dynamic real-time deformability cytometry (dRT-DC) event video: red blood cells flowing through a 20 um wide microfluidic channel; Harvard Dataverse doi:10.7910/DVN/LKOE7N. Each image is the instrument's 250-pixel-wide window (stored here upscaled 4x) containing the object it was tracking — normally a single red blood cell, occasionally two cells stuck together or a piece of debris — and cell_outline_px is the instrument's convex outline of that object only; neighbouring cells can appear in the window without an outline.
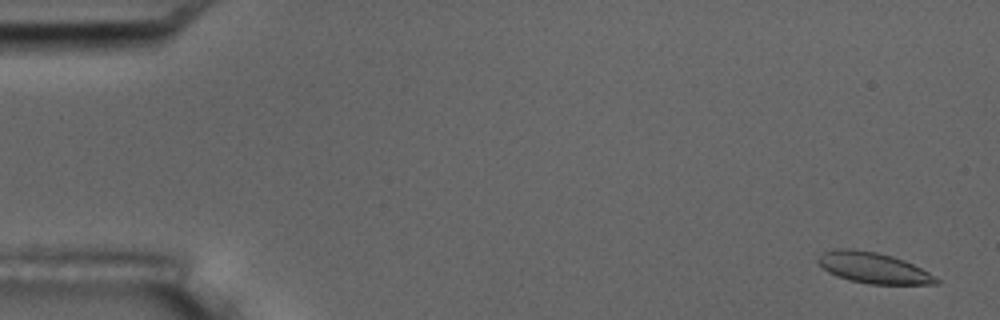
{"species": "common noctule bat (a hibernating species)", "species_latin": "Nyctalus noctula", "temperature_condition": "room temperature", "stored_images_in_passage": 5, "camera_frame_rate_fps": 3000, "um_per_image_px": 0.085, "animal": {"sex": "male", "body_mass_g": 17.5, "forearm_length_mm": 52.3}, "frame": {"image": 1, "passage_image": 1, "time_ms": 0.0, "image_size_px": [1000, 320], "cell_outline_px": [[940, 284], [868, 284], [848, 280], [836, 276], [828, 272], [816, 260], [824, 252], [832, 248], [852, 248], [876, 252], [892, 256], [904, 260], [928, 272], [940, 280]], "centroid_in_image_um": [74.21, 22.76], "position_along_channel_um": 10.8, "area_um2": 21.27}}